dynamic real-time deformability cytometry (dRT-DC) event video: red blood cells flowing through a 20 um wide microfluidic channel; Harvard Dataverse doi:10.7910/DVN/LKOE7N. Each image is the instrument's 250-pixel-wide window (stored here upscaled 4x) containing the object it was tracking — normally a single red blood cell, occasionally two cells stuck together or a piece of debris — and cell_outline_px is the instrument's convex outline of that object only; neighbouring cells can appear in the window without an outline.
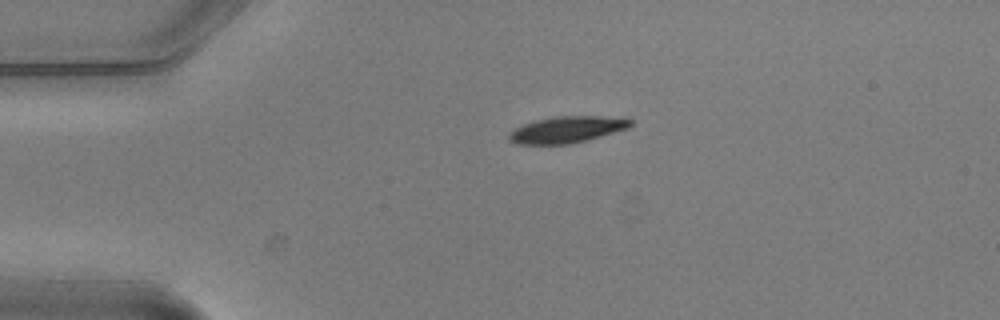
{"species": "common noctule bat (a hibernating species)", "species_latin": "Nyctalus noctula", "temperature_condition": "warm", "stored_images_in_passage": 2, "camera_frame_rate_fps": 3000, "um_per_image_px": 0.085, "animal": {"sex": "male", "body_mass_g": 20.5, "forearm_length_mm": 52.5}, "frame": {"image": 1, "passage_image": 1, "time_ms": 0.0, "image_size_px": [1000, 320], "cell_outline_px": [[632, 124], [628, 128], [572, 144], [516, 144], [508, 140], [508, 132], [524, 124], [536, 120], [556, 116], [600, 116], [632, 120]], "centroid_in_image_um": [48.13, 11.02], "position_along_channel_um": 36.9, "area_um2": 18.55}}